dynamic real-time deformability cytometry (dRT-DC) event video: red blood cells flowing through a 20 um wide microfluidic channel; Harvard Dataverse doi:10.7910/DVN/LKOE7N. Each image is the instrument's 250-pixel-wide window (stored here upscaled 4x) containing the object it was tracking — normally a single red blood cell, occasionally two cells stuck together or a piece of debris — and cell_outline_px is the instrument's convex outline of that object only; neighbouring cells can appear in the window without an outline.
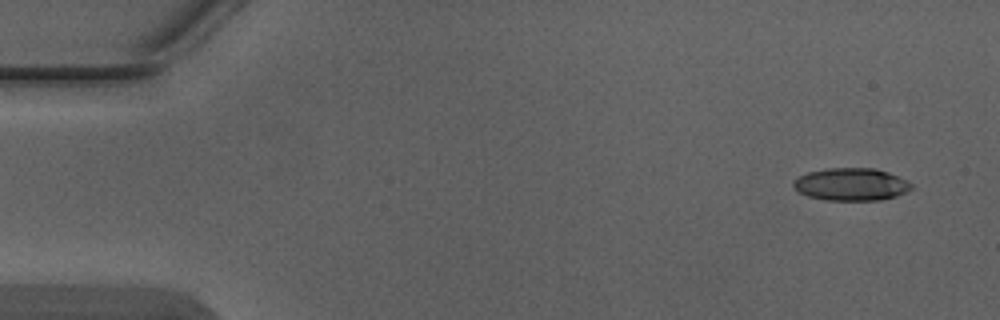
{"species": "Egyptian fruit bat (a non-hibernating species)", "species_latin": "Rousettus aegyptiacus", "temperature_condition": "warm", "stored_images_in_passage": 4, "camera_frame_rate_fps": 3000, "um_per_image_px": 0.085, "animal": {"sex": "male"}, "frame": {"image": 1, "passage_image": 1, "time_ms": 0.0, "image_size_px": [1000, 320], "cell_outline_px": [[912, 188], [896, 196], [880, 200], [824, 200], [808, 196], [800, 192], [792, 184], [800, 176], [808, 172], [828, 168], [876, 168], [888, 172], [908, 180], [912, 184]], "centroid_in_image_um": [72.38, 15.66], "position_along_channel_um": 12.6, "area_um2": 22.25}}
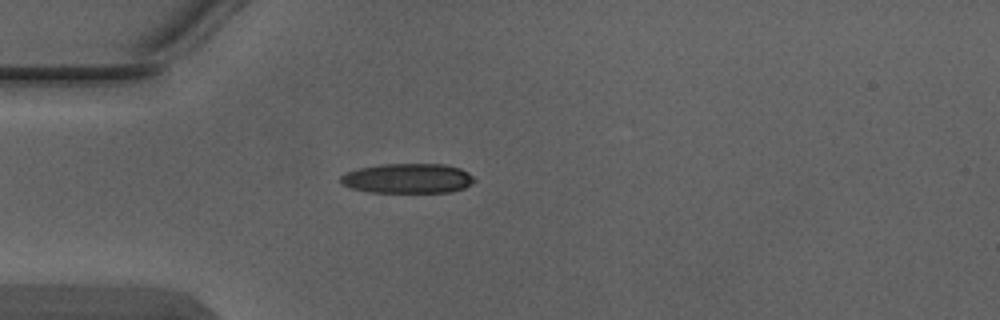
{"frame": {"image": 2, "passage_image": 4, "time_ms": 1.0, "image_size_px": [1000, 320], "cell_outline_px": [[476, 180], [472, 184], [464, 188], [452, 192], [372, 192], [352, 188], [340, 184], [340, 176], [348, 172], [360, 168], [380, 164], [444, 164], [460, 168], [468, 172]], "centroid_in_image_um": [34.68, 15.16], "position_along_channel_um": 50.3, "area_um2": 23.24}}